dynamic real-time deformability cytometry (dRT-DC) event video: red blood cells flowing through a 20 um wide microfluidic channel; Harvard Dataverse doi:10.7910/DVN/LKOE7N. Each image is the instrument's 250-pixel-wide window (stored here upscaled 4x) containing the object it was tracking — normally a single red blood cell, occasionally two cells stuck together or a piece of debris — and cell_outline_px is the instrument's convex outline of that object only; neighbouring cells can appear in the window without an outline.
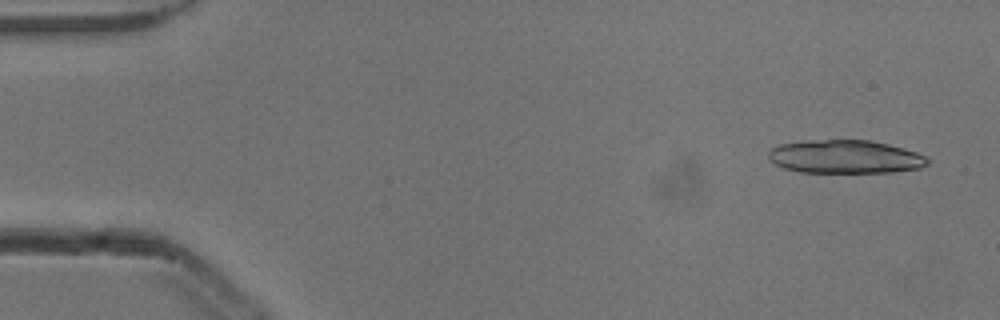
{"species": "common noctule bat (a hibernating species)", "species_latin": "Nyctalus noctula", "temperature_condition": "cold", "stored_images_in_passage": 20, "camera_frame_rate_fps": 3000, "um_per_image_px": 0.085, "animal": {"sex": "male", "body_mass_g": 13.3}, "frame": {"image": 1, "passage_image": 3, "time_ms": 0.667, "image_size_px": [1000, 320], "cell_outline_px": [[928, 164], [920, 168], [892, 172], [800, 172], [784, 168], [776, 164], [768, 156], [768, 152], [772, 148], [780, 144], [808, 140], [872, 140], [904, 148], [916, 152], [924, 156], [928, 160]], "centroid_in_image_um": [71.85, 13.32], "position_along_channel_um": 13.2, "area_um2": 30.81}}